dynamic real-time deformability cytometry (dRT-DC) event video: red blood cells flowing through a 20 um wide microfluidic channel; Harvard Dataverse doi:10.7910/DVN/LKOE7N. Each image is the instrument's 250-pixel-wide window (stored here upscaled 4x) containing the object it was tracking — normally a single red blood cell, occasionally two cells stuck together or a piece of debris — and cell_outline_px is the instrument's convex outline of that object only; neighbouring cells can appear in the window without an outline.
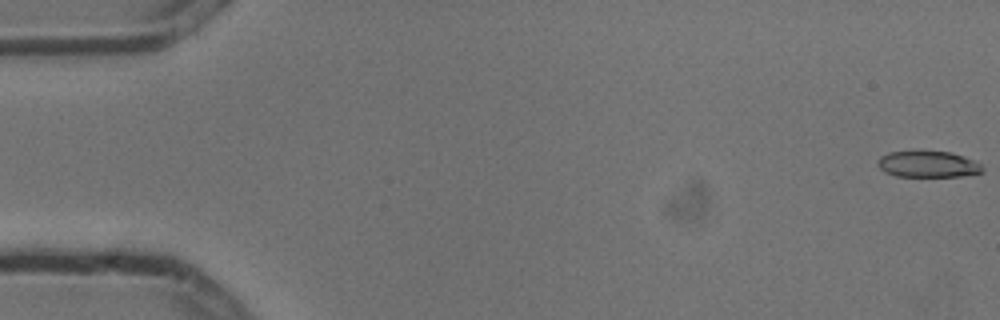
{"species": "common noctule bat (a hibernating species)", "species_latin": "Nyctalus noctula", "temperature_condition": "cold", "stored_images_in_passage": 8, "camera_frame_rate_fps": 3000, "um_per_image_px": 0.085, "animal": {"sex": "male", "body_mass_g": 13.3}, "frame": {"image": 1, "passage_image": 1, "time_ms": 0.0, "image_size_px": [1000, 320], "cell_outline_px": [[984, 172], [960, 176], [896, 176], [884, 172], [876, 164], [880, 156], [888, 152], [948, 152], [964, 156], [980, 164], [984, 168]], "centroid_in_image_um": [78.86, 13.97], "position_along_channel_um": 6.1, "area_um2": 15.84}}
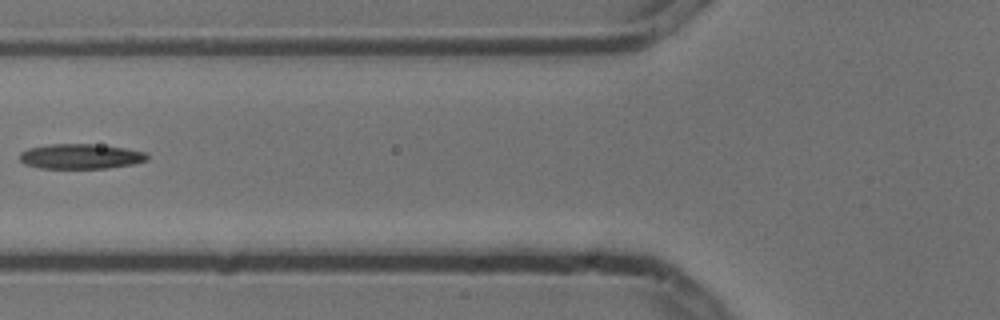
{"frame": {"image": 2, "passage_image": 7, "time_ms": 2.0, "image_size_px": [1000, 320], "cell_outline_px": [[148, 160], [132, 164], [108, 168], [40, 168], [24, 164], [20, 160], [20, 152], [28, 148], [48, 144], [92, 144], [124, 148], [144, 152], [148, 156]], "centroid_in_image_um": [6.82, 13.29], "position_along_channel_um": 119.0, "area_um2": 18.5}}
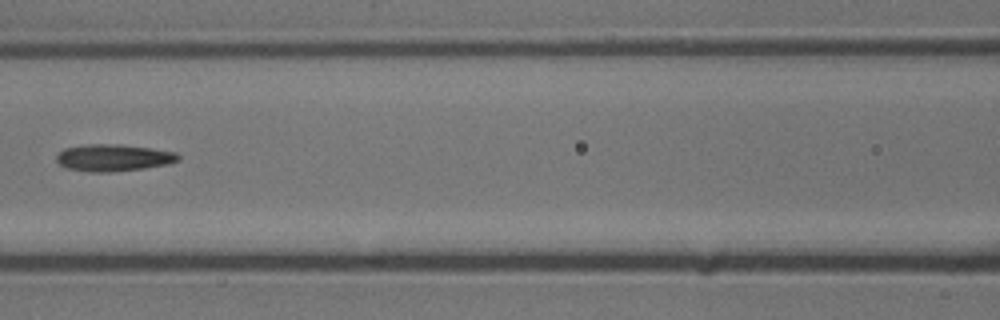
{"frame": {"image": 3, "passage_image": 8, "time_ms": 2.333, "image_size_px": [1000, 320], "cell_outline_px": [[180, 160], [168, 164], [144, 168], [108, 172], [88, 172], [68, 168], [60, 164], [56, 160], [56, 156], [64, 148], [88, 144], [120, 144], [152, 148], [176, 152], [180, 156]], "centroid_in_image_um": [9.66, 13.4], "position_along_channel_um": 156.9, "area_um2": 19.13}}